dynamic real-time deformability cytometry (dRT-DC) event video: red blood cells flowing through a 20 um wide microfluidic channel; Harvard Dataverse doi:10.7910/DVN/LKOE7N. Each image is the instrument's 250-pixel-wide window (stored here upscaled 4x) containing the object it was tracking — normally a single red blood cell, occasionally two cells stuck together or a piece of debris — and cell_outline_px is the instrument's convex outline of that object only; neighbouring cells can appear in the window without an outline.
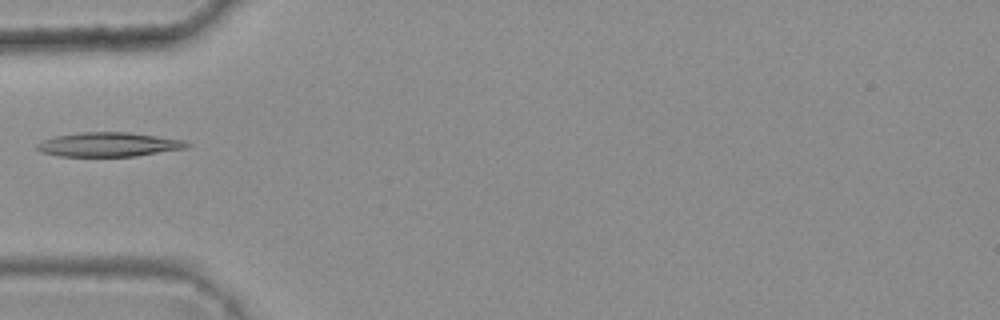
{"species": "common noctule bat (a hibernating species)", "species_latin": "Nyctalus noctula", "temperature_condition": "warm", "stored_images_in_passage": 3, "camera_frame_rate_fps": 3000, "um_per_image_px": 0.085, "animal": {"sex": "female", "body_mass_g": 25.1}, "frame": {"image": 1, "passage_image": 3, "time_ms": 0.667, "image_size_px": [1000, 320], "cell_outline_px": [[192, 144], [188, 148], [136, 156], [56, 156], [40, 152], [36, 148], [36, 144], [44, 140], [56, 136], [80, 132], [128, 132], [188, 140]], "centroid_in_image_um": [9.29, 12.28], "position_along_channel_um": 75.7, "area_um2": 21.39}}